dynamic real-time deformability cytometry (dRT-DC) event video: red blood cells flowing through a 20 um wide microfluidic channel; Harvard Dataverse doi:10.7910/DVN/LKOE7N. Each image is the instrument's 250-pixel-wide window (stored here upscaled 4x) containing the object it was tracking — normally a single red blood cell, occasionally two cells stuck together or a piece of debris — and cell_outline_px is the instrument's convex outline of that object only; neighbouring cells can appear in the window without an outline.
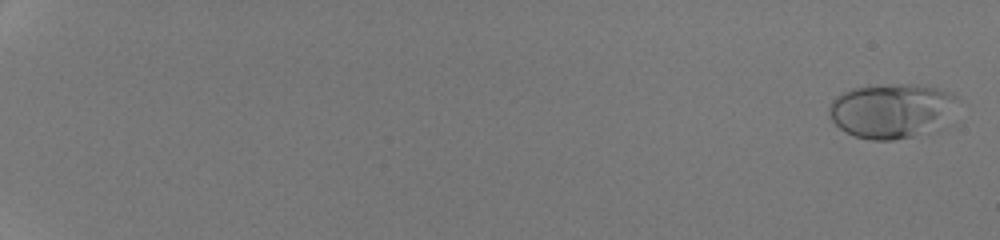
{"species": "human", "species_latin": "Homo sapiens", "temperature_condition": "room temperature", "stored_images_in_passage": 53, "camera_frame_rate_fps": 3000, "um_per_image_px": 0.085, "donor": {"sex": "male"}, "frame": {"image": 1, "passage_image": 2, "time_ms": 0.333, "image_size_px": [1000, 240], "cell_outline_px": [[956, 96], [912, 136], [892, 140], [872, 140], [856, 136], [840, 128], [828, 116], [828, 108], [832, 100], [836, 96], [852, 88], [900, 84], [912, 84], [936, 88], [952, 92]], "centroid_in_image_um": [75.42, 9.35], "position_along_channel_um": 9.6, "area_um2": 37.22}}
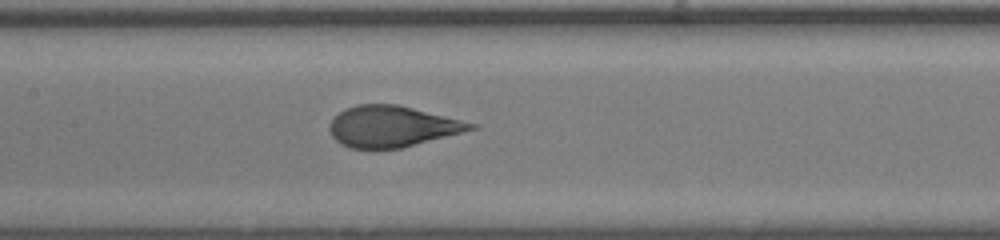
{"frame": {"image": 2, "passage_image": 31, "time_ms": 10.0, "image_size_px": [1000, 240], "cell_outline_px": [[480, 128], [400, 148], [348, 148], [340, 144], [332, 136], [328, 128], [328, 124], [344, 108], [356, 104], [396, 104], [480, 124]], "centroid_in_image_um": [33.34, 10.74], "position_along_channel_um": 174.1, "area_um2": 33.87}}
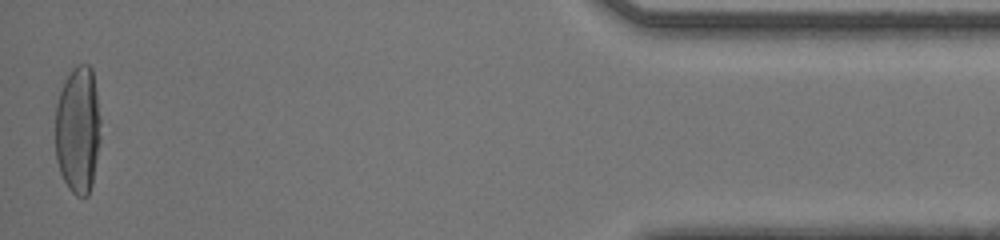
{"frame": {"image": 3, "passage_image": 53, "time_ms": 17.333, "image_size_px": [1000, 240], "cell_outline_px": [[100, 140], [92, 184], [88, 196], [76, 196], [68, 188], [60, 172], [56, 160], [56, 104], [64, 80], [68, 72], [76, 64], [88, 64], [92, 68], [100, 116]], "centroid_in_image_um": [6.62, 11.02], "position_along_channel_um": 428.6, "area_um2": 33.93}, "authors_computed_cell_mechanics": {"area_um2": 34.7956, "velocity_mm_per_s": 4.2895, "shape_relaxation_time_tau1_ms": 4.1358, "shape_relaxation_time_tau2_ms": null, "deformation_change_tau1": 0.2098, "deformation_change_tau2": null}}